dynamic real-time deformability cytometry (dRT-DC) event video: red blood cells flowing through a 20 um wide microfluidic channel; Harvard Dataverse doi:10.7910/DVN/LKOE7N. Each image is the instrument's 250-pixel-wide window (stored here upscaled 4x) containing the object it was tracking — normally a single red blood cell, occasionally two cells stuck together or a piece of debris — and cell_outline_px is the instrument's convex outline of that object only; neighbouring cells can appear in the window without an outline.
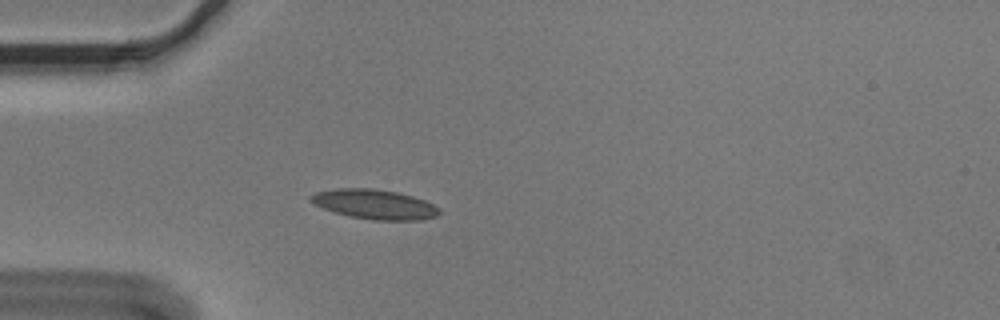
{"species": "Egyptian fruit bat (a non-hibernating species)", "species_latin": "Rousettus aegyptiacus", "temperature_condition": "cold", "stored_images_in_passage": 41, "camera_frame_rate_fps": 3000, "um_per_image_px": 0.085, "animal": {"sex": "male"}, "frame": {"image": 1, "passage_image": 1, "time_ms": 0.0, "image_size_px": [1000, 320], "cell_outline_px": [[440, 212], [436, 216], [420, 220], [372, 220], [352, 216], [336, 212], [324, 208], [308, 200], [308, 196], [316, 192], [336, 188], [372, 188], [396, 192], [412, 196], [424, 200], [440, 208]], "centroid_in_image_um": [31.84, 17.36], "position_along_channel_um": 53.2, "area_um2": 22.02}}
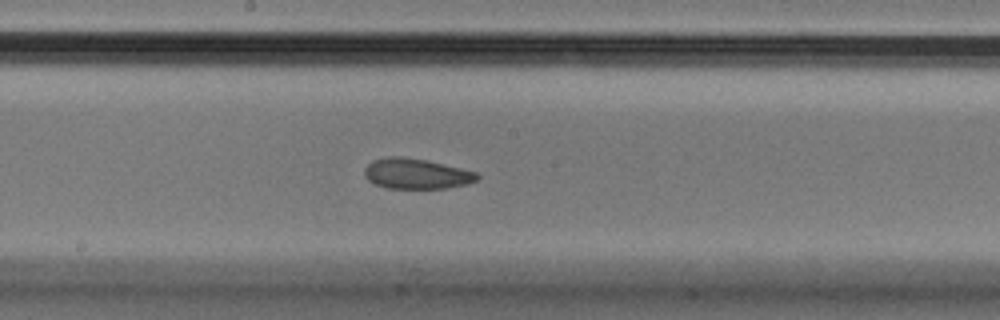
{"frame": {"image": 2, "passage_image": 15, "time_ms": 4.667, "image_size_px": [1000, 320], "cell_outline_px": [[480, 176], [476, 180], [468, 184], [448, 188], [388, 188], [376, 184], [368, 180], [364, 176], [364, 168], [372, 160], [388, 156], [400, 156], [428, 160], [476, 172]], "centroid_in_image_um": [35.37, 14.76], "position_along_channel_um": 212.8, "area_um2": 20.0}}
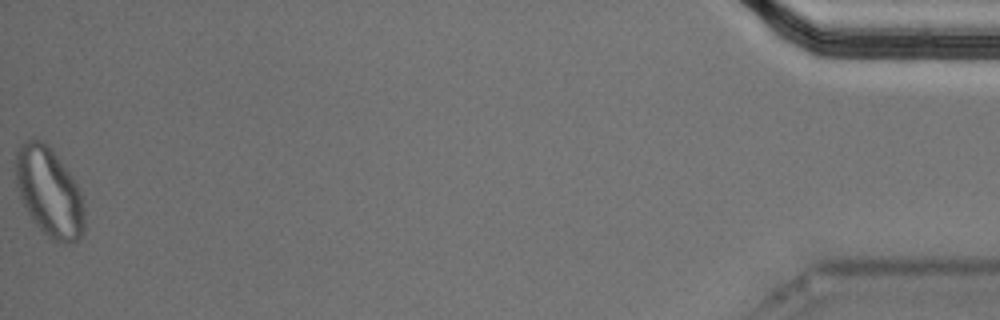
{"frame": {"image": 3, "passage_image": 41, "time_ms": 13.333, "image_size_px": [1000, 320], "cell_outline_px": [[84, 236], [72, 244], [64, 244], [52, 240], [32, 220], [20, 196], [16, 184], [16, 148], [24, 140], [32, 136], [44, 140], [48, 144], [76, 180], [84, 200]], "centroid_in_image_um": [4.21, 16.3], "position_along_channel_um": 431.0, "area_um2": 36.53}, "authors_computed_cell_mechanics": {"area_um2": 20.9814, "velocity_mm_per_s": 3.5944, "shape_relaxation_time_tau1_ms": null, "shape_relaxation_time_tau2_ms": 3.2216, "deformation_change_tau1": null, "deformation_change_tau2": 0.0768}}